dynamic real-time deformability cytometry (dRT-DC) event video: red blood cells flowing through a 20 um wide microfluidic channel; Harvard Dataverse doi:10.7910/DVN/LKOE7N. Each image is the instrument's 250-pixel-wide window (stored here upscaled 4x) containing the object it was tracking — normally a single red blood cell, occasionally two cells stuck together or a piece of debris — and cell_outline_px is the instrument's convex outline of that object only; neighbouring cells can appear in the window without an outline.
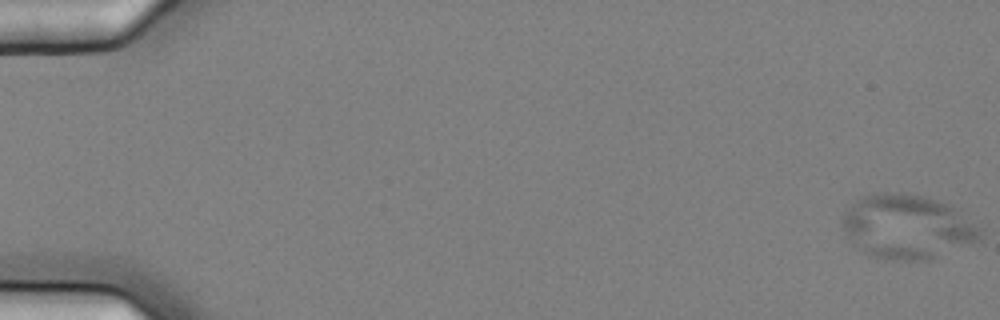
{"species": "common noctule bat (a hibernating species)", "species_latin": "Nyctalus noctula", "temperature_condition": "cold", "stored_images_in_passage": 5, "camera_frame_rate_fps": 3000, "um_per_image_px": 0.085, "animal": {"sex": "female", "body_mass_g": 25.1}, "frame": {"image": 1, "passage_image": 1, "time_ms": 0.0, "image_size_px": [1000, 320], "cell_outline_px": [[980, 240], [928, 260], [892, 260], [872, 256], [864, 252], [848, 236], [840, 224], [840, 216], [856, 200], [872, 192], [900, 192], [924, 196], [948, 204], [976, 228], [980, 232]], "centroid_in_image_um": [77.02, 19.26], "position_along_channel_um": 8.0, "area_um2": 50.81}}
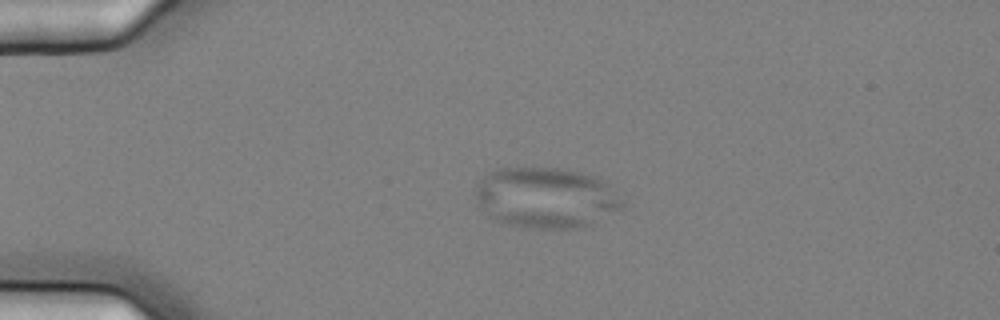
{"frame": {"image": 2, "passage_image": 4, "time_ms": 1.0, "image_size_px": [1000, 320], "cell_outline_px": [[624, 208], [580, 228], [520, 228], [496, 220], [488, 216], [476, 200], [476, 184], [488, 172], [496, 168], [560, 168], [580, 172], [596, 176], [604, 180], [608, 184], [624, 204]], "centroid_in_image_um": [46.38, 16.8], "position_along_channel_um": 38.6, "area_um2": 52.02}}